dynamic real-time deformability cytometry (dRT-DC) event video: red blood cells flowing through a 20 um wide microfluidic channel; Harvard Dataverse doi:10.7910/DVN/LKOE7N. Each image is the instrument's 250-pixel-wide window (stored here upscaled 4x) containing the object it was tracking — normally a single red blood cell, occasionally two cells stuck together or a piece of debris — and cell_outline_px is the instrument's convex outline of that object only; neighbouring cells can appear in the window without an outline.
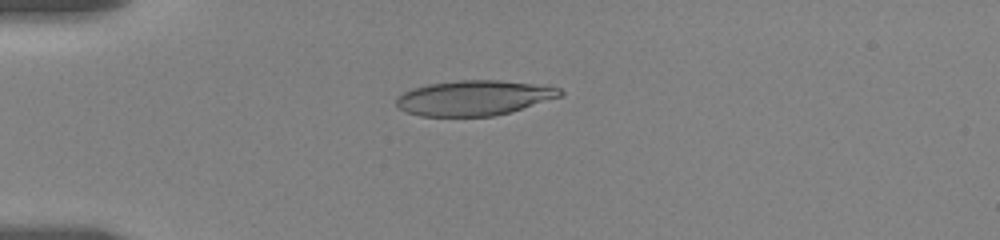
{"species": "human", "species_latin": "Homo sapiens", "temperature_condition": "room temperature", "stored_images_in_passage": 8, "camera_frame_rate_fps": 3000, "um_per_image_px": 0.085, "donor": {"sex": "female"}, "frame": {"image": 1, "passage_image": 5, "time_ms": 4.0, "image_size_px": [1000, 240], "cell_outline_px": [[564, 96], [512, 112], [492, 116], [420, 116], [396, 108], [396, 96], [404, 92], [428, 84], [460, 80], [496, 80], [532, 84], [560, 88], [564, 92]], "centroid_in_image_um": [40.31, 8.33], "position_along_channel_um": 44.7, "area_um2": 33.52}}
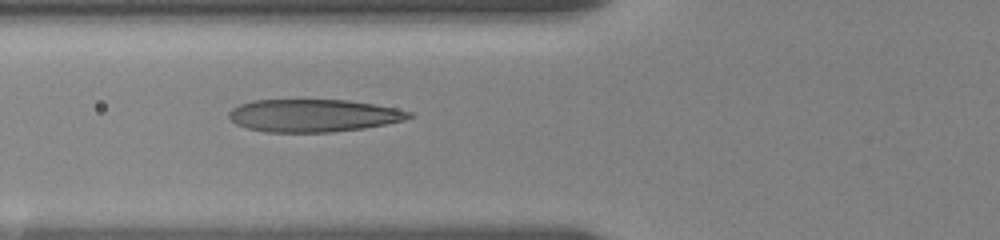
{"frame": {"image": 2, "passage_image": 7, "time_ms": 6.333, "image_size_px": [1000, 240], "cell_outline_px": [[416, 116], [404, 120], [364, 128], [332, 132], [264, 132], [248, 128], [236, 124], [228, 116], [228, 112], [232, 108], [240, 104], [252, 100], [348, 100], [396, 108], [412, 112]], "centroid_in_image_um": [26.64, 9.82], "position_along_channel_um": 99.2, "area_um2": 34.28}}
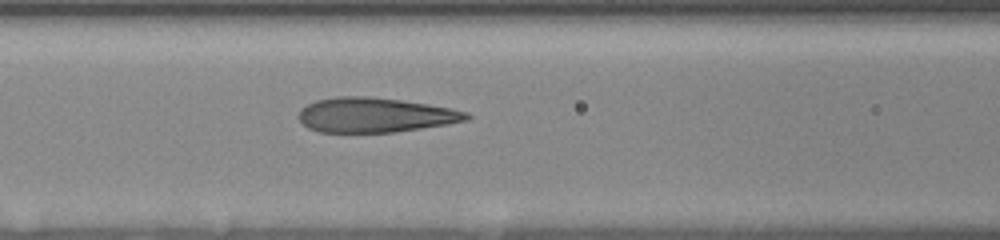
{"frame": {"image": 3, "passage_image": 8, "time_ms": 7.333, "image_size_px": [1000, 240], "cell_outline_px": [[472, 116], [468, 120], [448, 124], [392, 132], [320, 132], [308, 128], [296, 116], [300, 108], [316, 100], [336, 96], [368, 96], [400, 100], [428, 104], [452, 108], [468, 112]], "centroid_in_image_um": [31.87, 9.77], "position_along_channel_um": 134.7, "area_um2": 34.04}}